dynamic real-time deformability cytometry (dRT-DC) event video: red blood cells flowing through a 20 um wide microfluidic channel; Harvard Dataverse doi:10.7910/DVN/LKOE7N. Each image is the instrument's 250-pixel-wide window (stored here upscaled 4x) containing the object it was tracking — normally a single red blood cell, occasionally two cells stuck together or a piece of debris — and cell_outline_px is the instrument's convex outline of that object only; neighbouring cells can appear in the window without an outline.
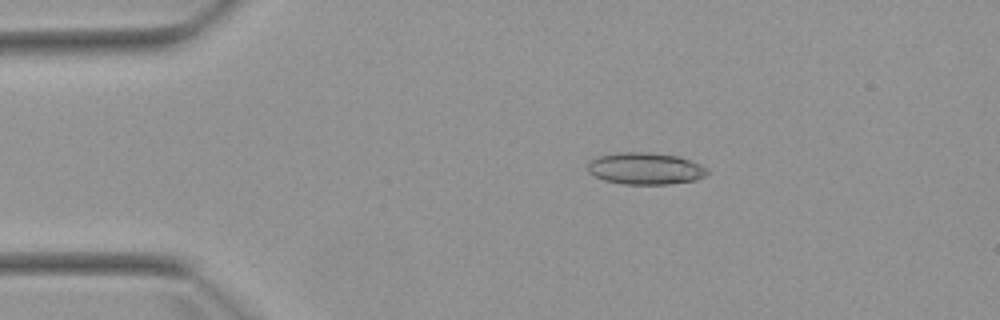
{"species": "Egyptian fruit bat (a non-hibernating species)", "species_latin": "Rousettus aegyptiacus", "temperature_condition": "warm", "stored_images_in_passage": 4, "camera_frame_rate_fps": 3000, "um_per_image_px": 0.085, "animal": {"sex": "female"}, "frame": {"image": 1, "passage_image": 2, "time_ms": 2.0, "image_size_px": [1000, 320], "cell_outline_px": [[708, 172], [704, 176], [696, 180], [668, 184], [624, 184], [604, 180], [588, 172], [588, 164], [596, 156], [616, 152], [652, 152], [680, 156], [700, 164]], "centroid_in_image_um": [54.84, 14.31], "position_along_channel_um": 30.2, "area_um2": 22.25}}
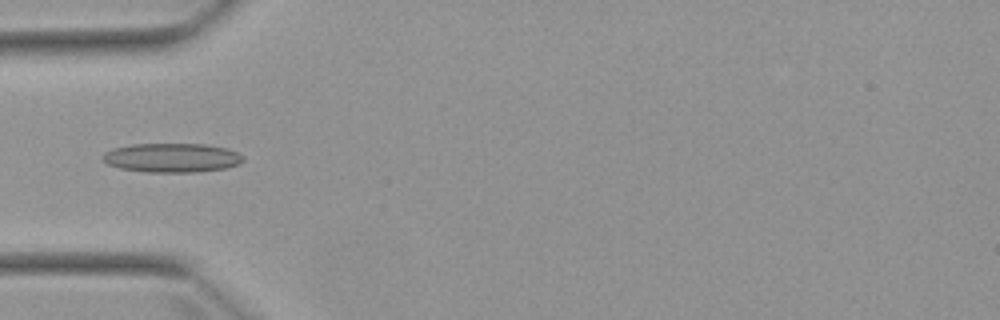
{"frame": {"image": 2, "passage_image": 4, "time_ms": 4.333, "image_size_px": [1000, 320], "cell_outline_px": [[244, 160], [240, 164], [224, 168], [196, 172], [148, 172], [120, 168], [108, 164], [100, 156], [104, 152], [112, 148], [132, 144], [204, 144], [228, 148], [244, 156]], "centroid_in_image_um": [14.61, 13.4], "position_along_channel_um": 70.4, "area_um2": 23.93}}